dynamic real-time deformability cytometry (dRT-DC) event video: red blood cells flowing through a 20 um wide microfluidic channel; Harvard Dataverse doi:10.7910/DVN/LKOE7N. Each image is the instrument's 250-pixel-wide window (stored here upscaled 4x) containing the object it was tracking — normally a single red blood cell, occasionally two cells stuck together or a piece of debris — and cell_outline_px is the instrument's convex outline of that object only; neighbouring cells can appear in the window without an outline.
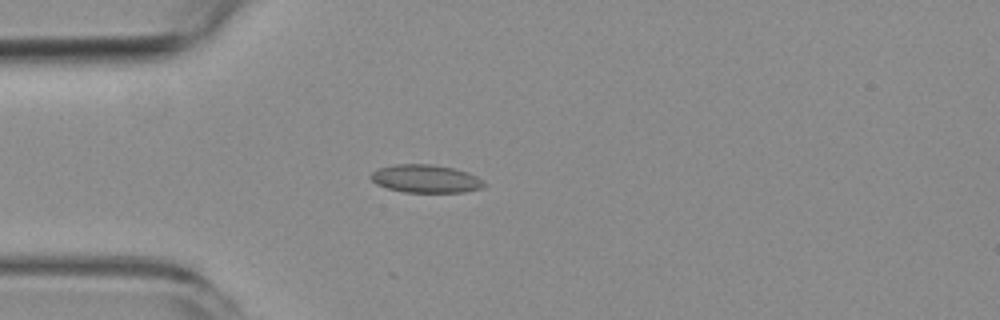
{"species": "common noctule bat (a hibernating species)", "species_latin": "Nyctalus noctula", "temperature_condition": "room temperature", "stored_images_in_passage": 4, "camera_frame_rate_fps": 3000, "um_per_image_px": 0.085, "animal": {"sex": "female", "body_mass_g": 19.3, "forearm_length_mm": 54.1}, "frame": {"image": 1, "passage_image": 4, "time_ms": 3.667, "image_size_px": [1000, 320], "cell_outline_px": [[484, 188], [464, 192], [404, 192], [388, 188], [376, 184], [368, 176], [372, 172], [380, 168], [392, 164], [432, 164], [452, 168], [468, 172], [484, 180]], "centroid_in_image_um": [36.18, 15.19], "position_along_channel_um": 48.8, "area_um2": 18.55}}